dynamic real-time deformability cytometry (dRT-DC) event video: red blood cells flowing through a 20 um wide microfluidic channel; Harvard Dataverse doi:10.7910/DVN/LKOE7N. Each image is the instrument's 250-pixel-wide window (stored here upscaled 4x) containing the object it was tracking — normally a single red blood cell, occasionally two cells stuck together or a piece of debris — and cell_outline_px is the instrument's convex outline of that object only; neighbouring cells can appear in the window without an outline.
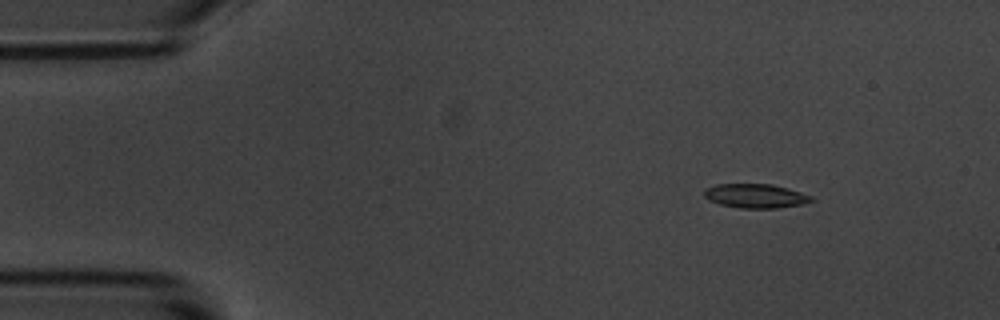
{"species": "common noctule bat (a hibernating species)", "species_latin": "Nyctalus noctula", "temperature_condition": "room temperature", "stored_images_in_passage": 5, "camera_frame_rate_fps": 3000, "um_per_image_px": 0.085, "animal": {"sex": "male", "body_mass_g": 20.1, "forearm_length_mm": 53.5}, "frame": {"image": 1, "passage_image": 2, "time_ms": 1.333, "image_size_px": [1000, 320], "cell_outline_px": [[816, 200], [804, 204], [776, 208], [740, 208], [720, 204], [708, 200], [704, 196], [704, 188], [716, 184], [772, 184], [788, 188], [812, 196]], "centroid_in_image_um": [64.22, 16.65], "position_along_channel_um": 20.8, "area_um2": 15.2}}
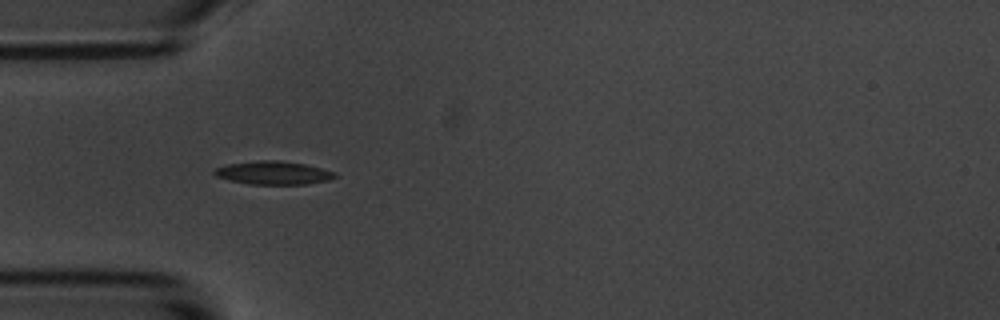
{"frame": {"image": 2, "passage_image": 4, "time_ms": 4.667, "image_size_px": [1000, 320], "cell_outline_px": [[336, 176], [328, 180], [304, 184], [248, 184], [216, 176], [212, 172], [216, 168], [228, 164], [260, 160], [280, 160], [304, 164], [336, 172]], "centroid_in_image_um": [23.23, 14.68], "position_along_channel_um": 61.8, "area_um2": 16.13}}